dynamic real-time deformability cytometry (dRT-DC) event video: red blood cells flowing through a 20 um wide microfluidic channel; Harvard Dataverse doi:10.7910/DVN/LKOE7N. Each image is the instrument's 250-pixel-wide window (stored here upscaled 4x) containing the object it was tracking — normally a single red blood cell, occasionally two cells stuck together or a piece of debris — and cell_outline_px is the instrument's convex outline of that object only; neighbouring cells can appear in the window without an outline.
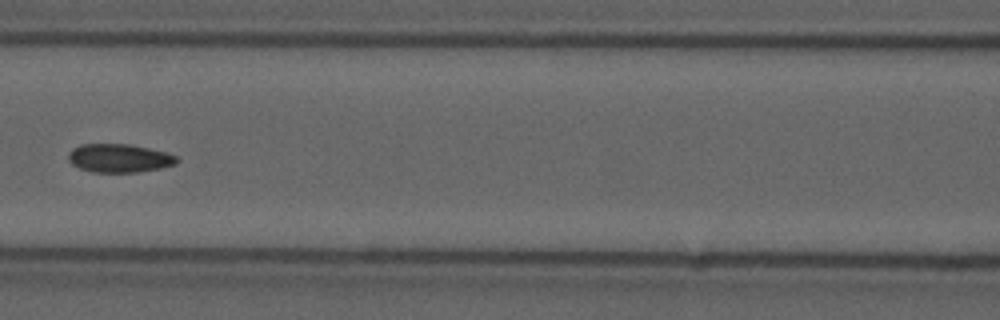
{"species": "common noctule bat (a hibernating species)", "species_latin": "Nyctalus noctula", "temperature_condition": "cold", "stored_images_in_passage": 9, "camera_frame_rate_fps": 3000, "um_per_image_px": 0.085, "animal": {"sex": "male", "forearm_length_mm": 52.5}, "frame": {"image": 1, "passage_image": 6, "time_ms": 1.667, "image_size_px": [1000, 320], "cell_outline_px": [[180, 160], [176, 164], [160, 168], [136, 172], [92, 172], [80, 168], [72, 164], [68, 160], [68, 152], [72, 148], [80, 144], [128, 144], [148, 148], [164, 152], [176, 156]], "centroid_in_image_um": [10.11, 13.44], "position_along_channel_um": 156.5, "area_um2": 17.98}}
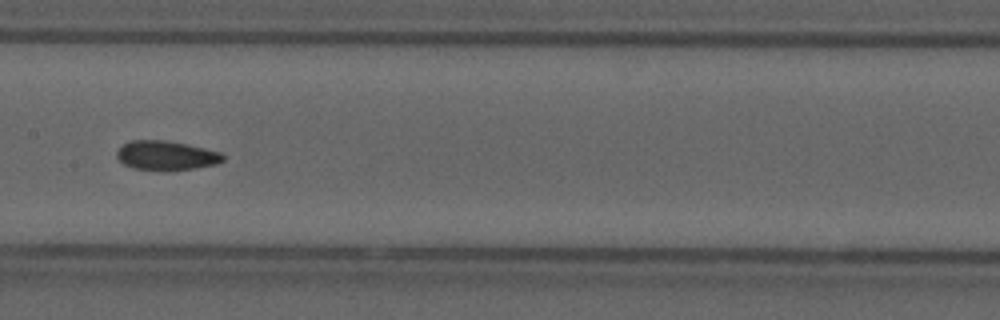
{"frame": {"image": 2, "passage_image": 7, "time_ms": 2.0, "image_size_px": [1000, 320], "cell_outline_px": [[224, 160], [216, 164], [192, 168], [132, 168], [124, 164], [116, 156], [116, 152], [124, 144], [132, 140], [164, 140], [204, 148], [220, 152], [224, 156]], "centroid_in_image_um": [14.12, 13.18], "position_along_channel_um": 193.3, "area_um2": 17.28}}
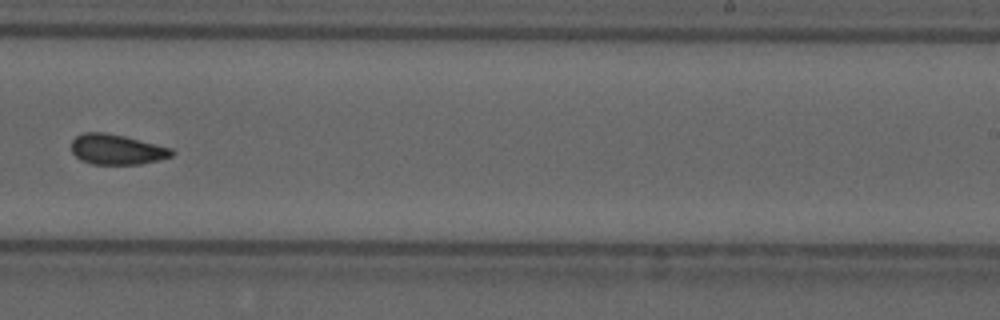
{"frame": {"image": 3, "passage_image": 9, "time_ms": 2.667, "image_size_px": [1000, 320], "cell_outline_px": [[176, 152], [172, 156], [140, 164], [92, 164], [80, 160], [72, 152], [72, 140], [76, 136], [84, 132], [104, 132], [124, 136], [172, 148]], "centroid_in_image_um": [9.91, 12.7], "position_along_channel_um": 279.1, "area_um2": 17.63}}